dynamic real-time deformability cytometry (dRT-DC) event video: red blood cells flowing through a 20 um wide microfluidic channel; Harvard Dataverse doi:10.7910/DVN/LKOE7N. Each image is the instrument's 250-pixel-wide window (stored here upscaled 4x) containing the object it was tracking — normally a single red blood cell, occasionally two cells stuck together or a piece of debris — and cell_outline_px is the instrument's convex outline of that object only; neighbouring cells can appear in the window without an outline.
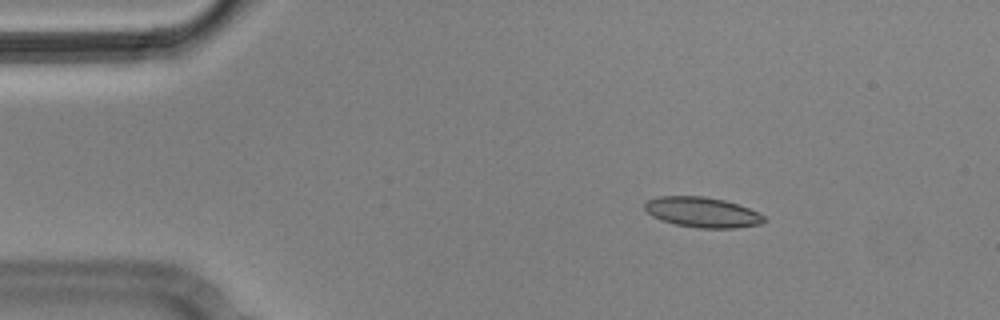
{"species": "Egyptian fruit bat (a non-hibernating species)", "species_latin": "Rousettus aegyptiacus", "temperature_condition": "cold", "stored_images_in_passage": 5, "camera_frame_rate_fps": 3000, "um_per_image_px": 0.085, "animal": {"sex": "male"}, "frame": {"image": 1, "passage_image": 3, "time_ms": 0.667, "image_size_px": [1000, 320], "cell_outline_px": [[764, 220], [760, 224], [732, 228], [696, 228], [676, 224], [652, 216], [644, 208], [644, 204], [648, 200], [660, 196], [704, 196], [724, 200], [748, 208], [764, 216]], "centroid_in_image_um": [59.67, 18.04], "position_along_channel_um": 25.3, "area_um2": 20.69}}
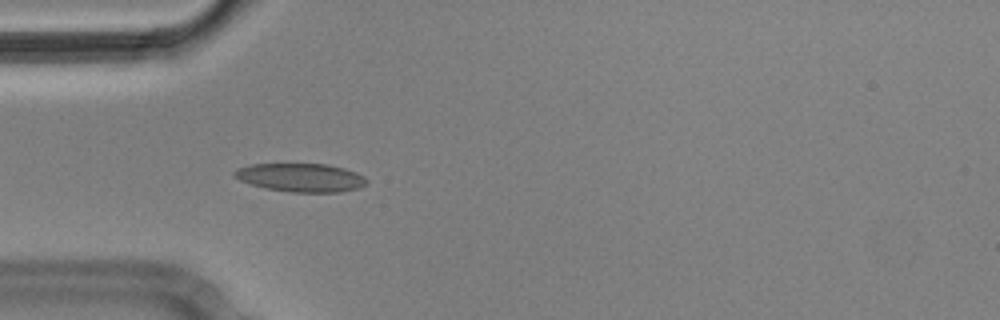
{"frame": {"image": 2, "passage_image": 5, "time_ms": 1.333, "image_size_px": [1000, 320], "cell_outline_px": [[368, 184], [360, 188], [340, 192], [292, 192], [264, 188], [240, 180], [232, 176], [232, 172], [236, 168], [252, 164], [328, 164], [344, 168], [356, 172], [364, 176], [368, 180]], "centroid_in_image_um": [25.59, 15.09], "position_along_channel_um": 59.4, "area_um2": 22.14}}